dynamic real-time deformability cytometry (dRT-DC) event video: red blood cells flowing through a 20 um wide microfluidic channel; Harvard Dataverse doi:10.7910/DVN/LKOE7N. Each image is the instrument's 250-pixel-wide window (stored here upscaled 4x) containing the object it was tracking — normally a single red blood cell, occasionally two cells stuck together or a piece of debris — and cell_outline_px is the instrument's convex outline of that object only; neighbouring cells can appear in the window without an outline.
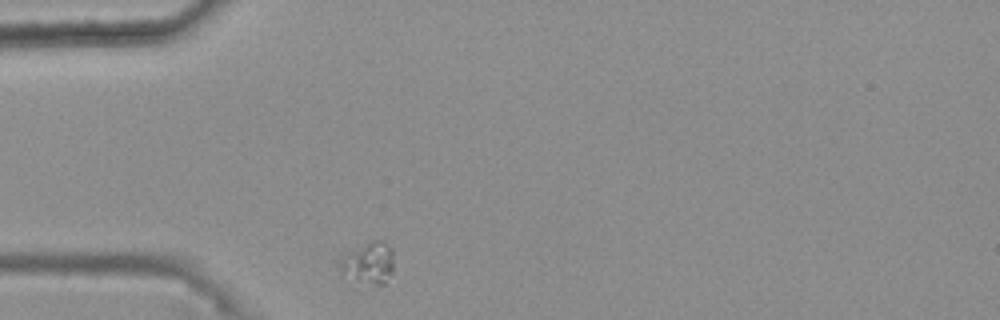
{"species": "common noctule bat (a hibernating species)", "species_latin": "Nyctalus noctula", "temperature_condition": "warm", "stored_images_in_passage": 31, "camera_frame_rate_fps": 3000, "um_per_image_px": 0.085, "animal": {"sex": "female", "body_mass_g": 25.1}, "frame": {"image": 1, "passage_image": 1, "time_ms": 0.0, "image_size_px": [1000, 320], "cell_outline_px": [[392, 272], [384, 284], [348, 284], [332, 260], [340, 252], [372, 240], [384, 240], [392, 248]], "centroid_in_image_um": [31.11, 22.37], "position_along_channel_um": 53.9, "area_um2": 14.8}}
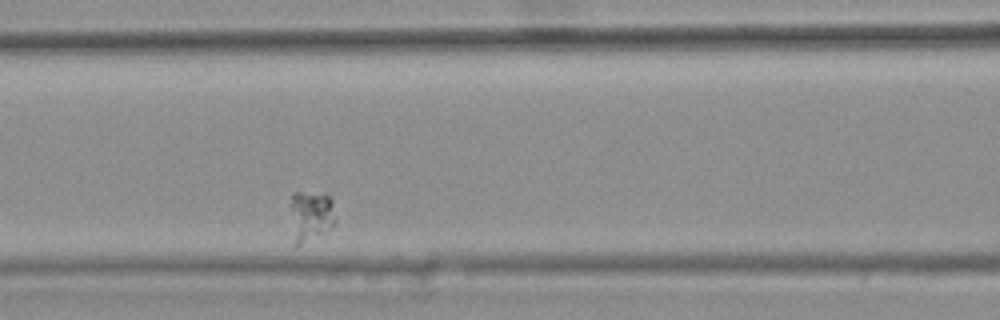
{"frame": {"image": 2, "passage_image": 10, "time_ms": 3.0, "image_size_px": [1000, 320], "cell_outline_px": [[336, 220], [332, 228], [296, 248], [292, 244], [292, 192], [328, 192], [332, 196]], "centroid_in_image_um": [26.45, 18.35], "position_along_channel_um": 140.1, "area_um2": 13.93}}
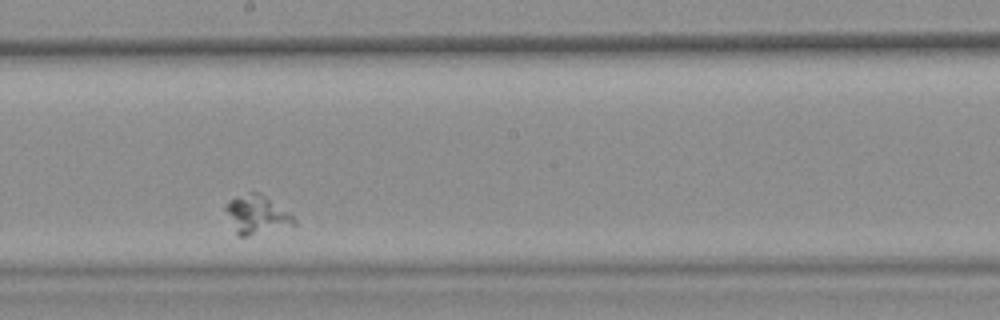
{"frame": {"image": 3, "passage_image": 18, "time_ms": 5.667, "image_size_px": [1000, 320], "cell_outline_px": [[296, 224], [248, 236], [240, 236], [236, 232], [224, 208], [224, 204], [228, 200], [236, 196], [252, 192], [260, 192], [288, 212], [296, 220]], "centroid_in_image_um": [21.79, 18.22], "position_along_channel_um": 226.4, "area_um2": 15.09}}